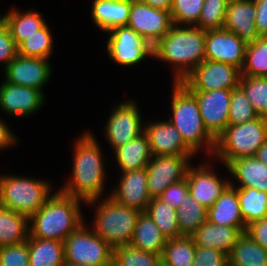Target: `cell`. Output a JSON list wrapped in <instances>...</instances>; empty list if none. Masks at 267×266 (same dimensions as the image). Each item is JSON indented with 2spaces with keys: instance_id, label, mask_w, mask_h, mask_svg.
<instances>
[{
  "instance_id": "cell-28",
  "label": "cell",
  "mask_w": 267,
  "mask_h": 266,
  "mask_svg": "<svg viewBox=\"0 0 267 266\" xmlns=\"http://www.w3.org/2000/svg\"><path fill=\"white\" fill-rule=\"evenodd\" d=\"M42 15L36 10H28L22 13L20 10L12 8L5 15H1L0 18L8 26L11 36L18 47L25 39L35 34L46 24Z\"/></svg>"
},
{
  "instance_id": "cell-52",
  "label": "cell",
  "mask_w": 267,
  "mask_h": 266,
  "mask_svg": "<svg viewBox=\"0 0 267 266\" xmlns=\"http://www.w3.org/2000/svg\"><path fill=\"white\" fill-rule=\"evenodd\" d=\"M64 266H90L85 264L65 263ZM95 266H112V265H95Z\"/></svg>"
},
{
  "instance_id": "cell-20",
  "label": "cell",
  "mask_w": 267,
  "mask_h": 266,
  "mask_svg": "<svg viewBox=\"0 0 267 266\" xmlns=\"http://www.w3.org/2000/svg\"><path fill=\"white\" fill-rule=\"evenodd\" d=\"M115 202L145 212L151 197L147 187L146 168L122 172L118 187L109 195Z\"/></svg>"
},
{
  "instance_id": "cell-7",
  "label": "cell",
  "mask_w": 267,
  "mask_h": 266,
  "mask_svg": "<svg viewBox=\"0 0 267 266\" xmlns=\"http://www.w3.org/2000/svg\"><path fill=\"white\" fill-rule=\"evenodd\" d=\"M50 185L47 180L0 175V205L30 218L53 194Z\"/></svg>"
},
{
  "instance_id": "cell-41",
  "label": "cell",
  "mask_w": 267,
  "mask_h": 266,
  "mask_svg": "<svg viewBox=\"0 0 267 266\" xmlns=\"http://www.w3.org/2000/svg\"><path fill=\"white\" fill-rule=\"evenodd\" d=\"M229 0H204L196 27L203 30L222 29Z\"/></svg>"
},
{
  "instance_id": "cell-5",
  "label": "cell",
  "mask_w": 267,
  "mask_h": 266,
  "mask_svg": "<svg viewBox=\"0 0 267 266\" xmlns=\"http://www.w3.org/2000/svg\"><path fill=\"white\" fill-rule=\"evenodd\" d=\"M95 199L85 205L96 206L93 232L112 248L129 245L137 223L139 210L121 205L111 197ZM100 202V203H99ZM98 203V204H97ZM97 204V205H96Z\"/></svg>"
},
{
  "instance_id": "cell-25",
  "label": "cell",
  "mask_w": 267,
  "mask_h": 266,
  "mask_svg": "<svg viewBox=\"0 0 267 266\" xmlns=\"http://www.w3.org/2000/svg\"><path fill=\"white\" fill-rule=\"evenodd\" d=\"M207 221L235 228H246L240 214L237 188L229 185L207 210Z\"/></svg>"
},
{
  "instance_id": "cell-23",
  "label": "cell",
  "mask_w": 267,
  "mask_h": 266,
  "mask_svg": "<svg viewBox=\"0 0 267 266\" xmlns=\"http://www.w3.org/2000/svg\"><path fill=\"white\" fill-rule=\"evenodd\" d=\"M93 23L102 31L126 26L132 7V0H94L91 6Z\"/></svg>"
},
{
  "instance_id": "cell-47",
  "label": "cell",
  "mask_w": 267,
  "mask_h": 266,
  "mask_svg": "<svg viewBox=\"0 0 267 266\" xmlns=\"http://www.w3.org/2000/svg\"><path fill=\"white\" fill-rule=\"evenodd\" d=\"M245 233L267 250V217L248 224Z\"/></svg>"
},
{
  "instance_id": "cell-6",
  "label": "cell",
  "mask_w": 267,
  "mask_h": 266,
  "mask_svg": "<svg viewBox=\"0 0 267 266\" xmlns=\"http://www.w3.org/2000/svg\"><path fill=\"white\" fill-rule=\"evenodd\" d=\"M267 140V118L262 116L243 124H228L216 139L213 157L226 167L232 160L255 156Z\"/></svg>"
},
{
  "instance_id": "cell-17",
  "label": "cell",
  "mask_w": 267,
  "mask_h": 266,
  "mask_svg": "<svg viewBox=\"0 0 267 266\" xmlns=\"http://www.w3.org/2000/svg\"><path fill=\"white\" fill-rule=\"evenodd\" d=\"M5 81L14 85L35 88L43 92V87L52 74L48 59L25 57L17 54L4 68Z\"/></svg>"
},
{
  "instance_id": "cell-32",
  "label": "cell",
  "mask_w": 267,
  "mask_h": 266,
  "mask_svg": "<svg viewBox=\"0 0 267 266\" xmlns=\"http://www.w3.org/2000/svg\"><path fill=\"white\" fill-rule=\"evenodd\" d=\"M240 214L245 225L267 217V192L253 187L237 188Z\"/></svg>"
},
{
  "instance_id": "cell-22",
  "label": "cell",
  "mask_w": 267,
  "mask_h": 266,
  "mask_svg": "<svg viewBox=\"0 0 267 266\" xmlns=\"http://www.w3.org/2000/svg\"><path fill=\"white\" fill-rule=\"evenodd\" d=\"M226 169L239 184L237 187L230 181L232 187H253L267 192V166L255 156L234 159L226 166Z\"/></svg>"
},
{
  "instance_id": "cell-50",
  "label": "cell",
  "mask_w": 267,
  "mask_h": 266,
  "mask_svg": "<svg viewBox=\"0 0 267 266\" xmlns=\"http://www.w3.org/2000/svg\"><path fill=\"white\" fill-rule=\"evenodd\" d=\"M141 3L149 5L155 9L170 11L173 0H139Z\"/></svg>"
},
{
  "instance_id": "cell-35",
  "label": "cell",
  "mask_w": 267,
  "mask_h": 266,
  "mask_svg": "<svg viewBox=\"0 0 267 266\" xmlns=\"http://www.w3.org/2000/svg\"><path fill=\"white\" fill-rule=\"evenodd\" d=\"M145 212L167 239L181 237L176 209L159 198H152Z\"/></svg>"
},
{
  "instance_id": "cell-37",
  "label": "cell",
  "mask_w": 267,
  "mask_h": 266,
  "mask_svg": "<svg viewBox=\"0 0 267 266\" xmlns=\"http://www.w3.org/2000/svg\"><path fill=\"white\" fill-rule=\"evenodd\" d=\"M46 23L18 46V54L25 57L50 58L53 52V36Z\"/></svg>"
},
{
  "instance_id": "cell-29",
  "label": "cell",
  "mask_w": 267,
  "mask_h": 266,
  "mask_svg": "<svg viewBox=\"0 0 267 266\" xmlns=\"http://www.w3.org/2000/svg\"><path fill=\"white\" fill-rule=\"evenodd\" d=\"M29 266H64V242L50 239H27Z\"/></svg>"
},
{
  "instance_id": "cell-30",
  "label": "cell",
  "mask_w": 267,
  "mask_h": 266,
  "mask_svg": "<svg viewBox=\"0 0 267 266\" xmlns=\"http://www.w3.org/2000/svg\"><path fill=\"white\" fill-rule=\"evenodd\" d=\"M29 218L0 205V247L27 241Z\"/></svg>"
},
{
  "instance_id": "cell-13",
  "label": "cell",
  "mask_w": 267,
  "mask_h": 266,
  "mask_svg": "<svg viewBox=\"0 0 267 266\" xmlns=\"http://www.w3.org/2000/svg\"><path fill=\"white\" fill-rule=\"evenodd\" d=\"M127 26L154 46L173 26L171 13L132 0Z\"/></svg>"
},
{
  "instance_id": "cell-49",
  "label": "cell",
  "mask_w": 267,
  "mask_h": 266,
  "mask_svg": "<svg viewBox=\"0 0 267 266\" xmlns=\"http://www.w3.org/2000/svg\"><path fill=\"white\" fill-rule=\"evenodd\" d=\"M12 132L13 131H11L6 122L0 119V150L8 147L10 148L13 145H18V137L15 136Z\"/></svg>"
},
{
  "instance_id": "cell-34",
  "label": "cell",
  "mask_w": 267,
  "mask_h": 266,
  "mask_svg": "<svg viewBox=\"0 0 267 266\" xmlns=\"http://www.w3.org/2000/svg\"><path fill=\"white\" fill-rule=\"evenodd\" d=\"M176 211L181 236H192L207 221V209L189 193Z\"/></svg>"
},
{
  "instance_id": "cell-3",
  "label": "cell",
  "mask_w": 267,
  "mask_h": 266,
  "mask_svg": "<svg viewBox=\"0 0 267 266\" xmlns=\"http://www.w3.org/2000/svg\"><path fill=\"white\" fill-rule=\"evenodd\" d=\"M82 200L59 189L29 218V235L33 238L62 241L83 223ZM31 222V224H30Z\"/></svg>"
},
{
  "instance_id": "cell-51",
  "label": "cell",
  "mask_w": 267,
  "mask_h": 266,
  "mask_svg": "<svg viewBox=\"0 0 267 266\" xmlns=\"http://www.w3.org/2000/svg\"><path fill=\"white\" fill-rule=\"evenodd\" d=\"M255 157L267 166V140L259 147Z\"/></svg>"
},
{
  "instance_id": "cell-4",
  "label": "cell",
  "mask_w": 267,
  "mask_h": 266,
  "mask_svg": "<svg viewBox=\"0 0 267 266\" xmlns=\"http://www.w3.org/2000/svg\"><path fill=\"white\" fill-rule=\"evenodd\" d=\"M172 115L169 117L185 144L195 153L204 148L213 156L216 140L204 126L196 97L182 84L173 82Z\"/></svg>"
},
{
  "instance_id": "cell-15",
  "label": "cell",
  "mask_w": 267,
  "mask_h": 266,
  "mask_svg": "<svg viewBox=\"0 0 267 266\" xmlns=\"http://www.w3.org/2000/svg\"><path fill=\"white\" fill-rule=\"evenodd\" d=\"M247 44L229 30H206L205 59L223 62L242 70Z\"/></svg>"
},
{
  "instance_id": "cell-1",
  "label": "cell",
  "mask_w": 267,
  "mask_h": 266,
  "mask_svg": "<svg viewBox=\"0 0 267 266\" xmlns=\"http://www.w3.org/2000/svg\"><path fill=\"white\" fill-rule=\"evenodd\" d=\"M74 142L72 177L60 191L87 203L104 195L105 160L97 139L84 131Z\"/></svg>"
},
{
  "instance_id": "cell-24",
  "label": "cell",
  "mask_w": 267,
  "mask_h": 266,
  "mask_svg": "<svg viewBox=\"0 0 267 266\" xmlns=\"http://www.w3.org/2000/svg\"><path fill=\"white\" fill-rule=\"evenodd\" d=\"M246 228H235L206 221L192 235L195 245L211 247L227 255L237 242L238 237L245 232Z\"/></svg>"
},
{
  "instance_id": "cell-12",
  "label": "cell",
  "mask_w": 267,
  "mask_h": 266,
  "mask_svg": "<svg viewBox=\"0 0 267 266\" xmlns=\"http://www.w3.org/2000/svg\"><path fill=\"white\" fill-rule=\"evenodd\" d=\"M112 110L104 128V135L115 150L143 133L144 125L134 100L123 101L116 107L113 106Z\"/></svg>"
},
{
  "instance_id": "cell-43",
  "label": "cell",
  "mask_w": 267,
  "mask_h": 266,
  "mask_svg": "<svg viewBox=\"0 0 267 266\" xmlns=\"http://www.w3.org/2000/svg\"><path fill=\"white\" fill-rule=\"evenodd\" d=\"M0 266H29L27 241L0 247Z\"/></svg>"
},
{
  "instance_id": "cell-18",
  "label": "cell",
  "mask_w": 267,
  "mask_h": 266,
  "mask_svg": "<svg viewBox=\"0 0 267 266\" xmlns=\"http://www.w3.org/2000/svg\"><path fill=\"white\" fill-rule=\"evenodd\" d=\"M143 133L146 135L152 156H196L169 120L147 122L143 126Z\"/></svg>"
},
{
  "instance_id": "cell-9",
  "label": "cell",
  "mask_w": 267,
  "mask_h": 266,
  "mask_svg": "<svg viewBox=\"0 0 267 266\" xmlns=\"http://www.w3.org/2000/svg\"><path fill=\"white\" fill-rule=\"evenodd\" d=\"M106 45L110 60L121 66H134L145 60L147 56L153 58V46L129 26H119L111 29Z\"/></svg>"
},
{
  "instance_id": "cell-38",
  "label": "cell",
  "mask_w": 267,
  "mask_h": 266,
  "mask_svg": "<svg viewBox=\"0 0 267 266\" xmlns=\"http://www.w3.org/2000/svg\"><path fill=\"white\" fill-rule=\"evenodd\" d=\"M112 266H162V257L130 245L113 248Z\"/></svg>"
},
{
  "instance_id": "cell-48",
  "label": "cell",
  "mask_w": 267,
  "mask_h": 266,
  "mask_svg": "<svg viewBox=\"0 0 267 266\" xmlns=\"http://www.w3.org/2000/svg\"><path fill=\"white\" fill-rule=\"evenodd\" d=\"M256 8L255 29L259 37L267 36V0H253Z\"/></svg>"
},
{
  "instance_id": "cell-46",
  "label": "cell",
  "mask_w": 267,
  "mask_h": 266,
  "mask_svg": "<svg viewBox=\"0 0 267 266\" xmlns=\"http://www.w3.org/2000/svg\"><path fill=\"white\" fill-rule=\"evenodd\" d=\"M188 193L189 188L185 178L180 182L169 185L158 198L172 208L177 209Z\"/></svg>"
},
{
  "instance_id": "cell-44",
  "label": "cell",
  "mask_w": 267,
  "mask_h": 266,
  "mask_svg": "<svg viewBox=\"0 0 267 266\" xmlns=\"http://www.w3.org/2000/svg\"><path fill=\"white\" fill-rule=\"evenodd\" d=\"M192 266H228V255L211 247L196 246Z\"/></svg>"
},
{
  "instance_id": "cell-39",
  "label": "cell",
  "mask_w": 267,
  "mask_h": 266,
  "mask_svg": "<svg viewBox=\"0 0 267 266\" xmlns=\"http://www.w3.org/2000/svg\"><path fill=\"white\" fill-rule=\"evenodd\" d=\"M239 87L257 114L267 118V77L241 75Z\"/></svg>"
},
{
  "instance_id": "cell-26",
  "label": "cell",
  "mask_w": 267,
  "mask_h": 266,
  "mask_svg": "<svg viewBox=\"0 0 267 266\" xmlns=\"http://www.w3.org/2000/svg\"><path fill=\"white\" fill-rule=\"evenodd\" d=\"M167 240L148 214L141 212L129 245L145 252L162 255Z\"/></svg>"
},
{
  "instance_id": "cell-21",
  "label": "cell",
  "mask_w": 267,
  "mask_h": 266,
  "mask_svg": "<svg viewBox=\"0 0 267 266\" xmlns=\"http://www.w3.org/2000/svg\"><path fill=\"white\" fill-rule=\"evenodd\" d=\"M256 8L253 0H229L225 16V29L235 33L246 44L259 38L255 29Z\"/></svg>"
},
{
  "instance_id": "cell-2",
  "label": "cell",
  "mask_w": 267,
  "mask_h": 266,
  "mask_svg": "<svg viewBox=\"0 0 267 266\" xmlns=\"http://www.w3.org/2000/svg\"><path fill=\"white\" fill-rule=\"evenodd\" d=\"M206 30L196 26L173 25L152 48L154 59L171 64L173 82L181 83L205 60Z\"/></svg>"
},
{
  "instance_id": "cell-36",
  "label": "cell",
  "mask_w": 267,
  "mask_h": 266,
  "mask_svg": "<svg viewBox=\"0 0 267 266\" xmlns=\"http://www.w3.org/2000/svg\"><path fill=\"white\" fill-rule=\"evenodd\" d=\"M241 75L267 77V36L247 44Z\"/></svg>"
},
{
  "instance_id": "cell-16",
  "label": "cell",
  "mask_w": 267,
  "mask_h": 266,
  "mask_svg": "<svg viewBox=\"0 0 267 266\" xmlns=\"http://www.w3.org/2000/svg\"><path fill=\"white\" fill-rule=\"evenodd\" d=\"M205 162L199 166H189L186 173L189 194L207 210L230 185V179H223L212 172L211 164Z\"/></svg>"
},
{
  "instance_id": "cell-42",
  "label": "cell",
  "mask_w": 267,
  "mask_h": 266,
  "mask_svg": "<svg viewBox=\"0 0 267 266\" xmlns=\"http://www.w3.org/2000/svg\"><path fill=\"white\" fill-rule=\"evenodd\" d=\"M260 117L250 104L243 90L238 86L232 89L229 108V124H243Z\"/></svg>"
},
{
  "instance_id": "cell-11",
  "label": "cell",
  "mask_w": 267,
  "mask_h": 266,
  "mask_svg": "<svg viewBox=\"0 0 267 266\" xmlns=\"http://www.w3.org/2000/svg\"><path fill=\"white\" fill-rule=\"evenodd\" d=\"M192 157L183 155L152 156L146 166L147 187L151 198H158L171 184L186 178Z\"/></svg>"
},
{
  "instance_id": "cell-33",
  "label": "cell",
  "mask_w": 267,
  "mask_h": 266,
  "mask_svg": "<svg viewBox=\"0 0 267 266\" xmlns=\"http://www.w3.org/2000/svg\"><path fill=\"white\" fill-rule=\"evenodd\" d=\"M196 245L192 236L167 240L162 252V266H192Z\"/></svg>"
},
{
  "instance_id": "cell-27",
  "label": "cell",
  "mask_w": 267,
  "mask_h": 266,
  "mask_svg": "<svg viewBox=\"0 0 267 266\" xmlns=\"http://www.w3.org/2000/svg\"><path fill=\"white\" fill-rule=\"evenodd\" d=\"M115 158L121 172L146 168L151 160V152L146 135L141 133L130 142L114 150Z\"/></svg>"
},
{
  "instance_id": "cell-10",
  "label": "cell",
  "mask_w": 267,
  "mask_h": 266,
  "mask_svg": "<svg viewBox=\"0 0 267 266\" xmlns=\"http://www.w3.org/2000/svg\"><path fill=\"white\" fill-rule=\"evenodd\" d=\"M240 76L232 65L205 59L181 83L189 91L232 90L239 86Z\"/></svg>"
},
{
  "instance_id": "cell-31",
  "label": "cell",
  "mask_w": 267,
  "mask_h": 266,
  "mask_svg": "<svg viewBox=\"0 0 267 266\" xmlns=\"http://www.w3.org/2000/svg\"><path fill=\"white\" fill-rule=\"evenodd\" d=\"M228 266H267V250L243 232L228 255Z\"/></svg>"
},
{
  "instance_id": "cell-19",
  "label": "cell",
  "mask_w": 267,
  "mask_h": 266,
  "mask_svg": "<svg viewBox=\"0 0 267 266\" xmlns=\"http://www.w3.org/2000/svg\"><path fill=\"white\" fill-rule=\"evenodd\" d=\"M44 103V93L38 89L14 85L4 80L0 84V109L7 115L27 117L37 112Z\"/></svg>"
},
{
  "instance_id": "cell-40",
  "label": "cell",
  "mask_w": 267,
  "mask_h": 266,
  "mask_svg": "<svg viewBox=\"0 0 267 266\" xmlns=\"http://www.w3.org/2000/svg\"><path fill=\"white\" fill-rule=\"evenodd\" d=\"M204 0H173L170 10L173 25L196 26Z\"/></svg>"
},
{
  "instance_id": "cell-45",
  "label": "cell",
  "mask_w": 267,
  "mask_h": 266,
  "mask_svg": "<svg viewBox=\"0 0 267 266\" xmlns=\"http://www.w3.org/2000/svg\"><path fill=\"white\" fill-rule=\"evenodd\" d=\"M18 47L16 46L8 26L0 18V62L5 64L4 68L16 57Z\"/></svg>"
},
{
  "instance_id": "cell-14",
  "label": "cell",
  "mask_w": 267,
  "mask_h": 266,
  "mask_svg": "<svg viewBox=\"0 0 267 266\" xmlns=\"http://www.w3.org/2000/svg\"><path fill=\"white\" fill-rule=\"evenodd\" d=\"M197 99L205 128L216 140L229 124L232 90L190 91Z\"/></svg>"
},
{
  "instance_id": "cell-8",
  "label": "cell",
  "mask_w": 267,
  "mask_h": 266,
  "mask_svg": "<svg viewBox=\"0 0 267 266\" xmlns=\"http://www.w3.org/2000/svg\"><path fill=\"white\" fill-rule=\"evenodd\" d=\"M83 223L64 240L65 263L112 265L113 248Z\"/></svg>"
}]
</instances>
